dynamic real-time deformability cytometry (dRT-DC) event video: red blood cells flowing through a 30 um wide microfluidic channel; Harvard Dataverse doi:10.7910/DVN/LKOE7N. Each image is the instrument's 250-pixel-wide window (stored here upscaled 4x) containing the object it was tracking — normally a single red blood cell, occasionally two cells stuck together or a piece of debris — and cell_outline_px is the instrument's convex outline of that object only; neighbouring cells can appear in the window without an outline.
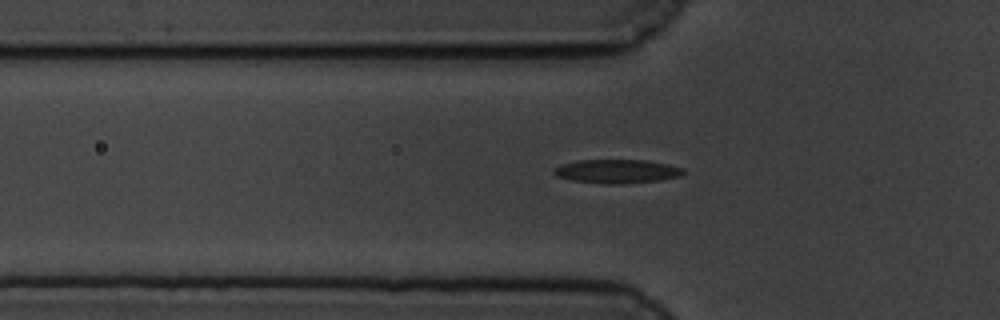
{"species": "common noctule bat (a hibernating species)", "species_latin": "Nyctalus noctula", "temperature_condition": "cold", "stored_images_in_passage": 41, "camera_frame_rate_fps": 3000, "um_per_image_px": 0.085, "animal": {"sex": "male", "body_mass_g": 19.5, "forearm_length_mm": 54.6}, "frame": {"image": 1, "passage_image": 2, "time_ms": 0.333, "image_size_px": [1000, 320], "cell_outline_px": [[684, 172], [680, 176], [660, 180], [624, 184], [608, 184], [572, 180], [556, 176], [552, 172], [552, 168], [560, 164], [580, 160], [644, 160], [668, 164], [684, 168]], "centroid_in_image_um": [52.41, 14.56], "position_along_channel_um": 73.4, "area_um2": 18.03}}
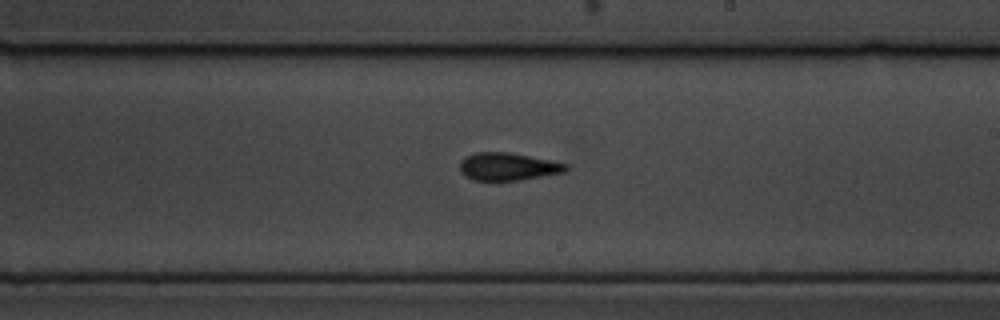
{"frame": {"image": 2, "passage_image": 17, "time_ms": 5.333, "image_size_px": [1000, 320], "cell_outline_px": [[568, 172], [520, 180], [472, 180], [464, 176], [460, 172], [460, 160], [464, 156], [476, 152], [508, 152], [552, 160], [568, 164]], "centroid_in_image_um": [43.18, 14.16], "position_along_channel_um": 245.8, "area_um2": 17.4}}
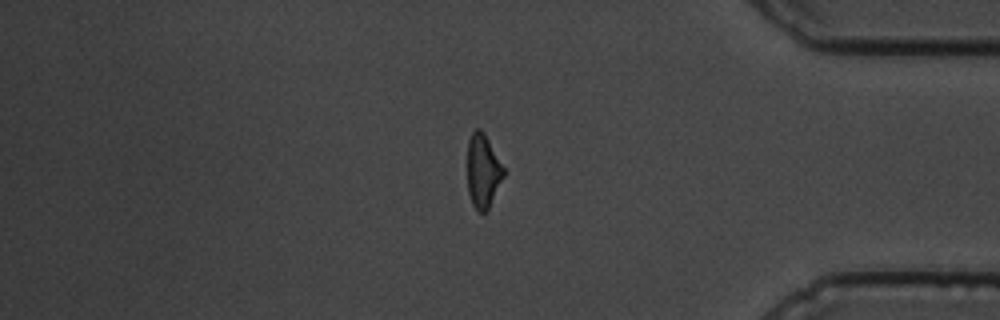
{"frame": {"image": 3, "passage_image": 32, "time_ms": 10.333, "image_size_px": [1000, 320], "cell_outline_px": [[504, 176], [488, 208], [484, 212], [480, 212], [472, 204], [468, 192], [468, 140], [472, 132], [476, 128], [480, 128], [484, 132], [504, 168]], "centroid_in_image_um": [41.04, 14.5], "position_along_channel_um": 394.2, "area_um2": 15.32}, "authors_computed_cell_mechanics": {"area_um2": 16.762, "velocity_mm_per_s": 3.4475, "shape_relaxation_time_tau1_ms": 2.9876, "shape_relaxation_time_tau2_ms": 3.3409, "deformation_change_tau1": 0.16, "deformation_change_tau2": 0.119}}